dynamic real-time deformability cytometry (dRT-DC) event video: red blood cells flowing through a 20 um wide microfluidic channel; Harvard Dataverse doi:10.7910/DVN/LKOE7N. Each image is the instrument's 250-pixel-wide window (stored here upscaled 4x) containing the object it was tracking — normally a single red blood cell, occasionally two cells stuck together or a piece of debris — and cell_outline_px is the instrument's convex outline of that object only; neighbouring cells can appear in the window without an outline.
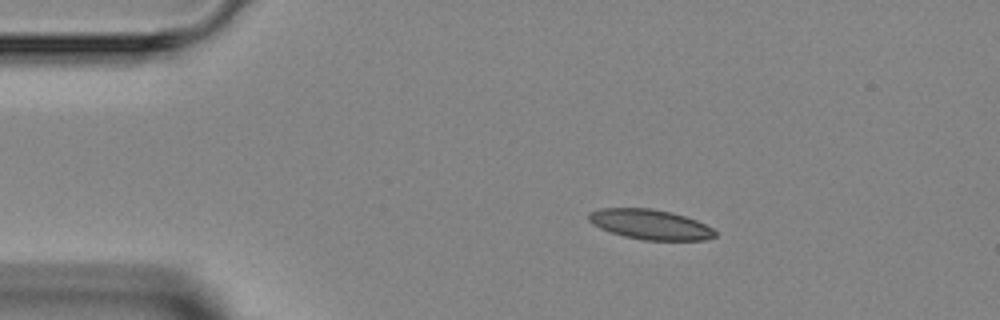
{"species": "Egyptian fruit bat (a non-hibernating species)", "species_latin": "Rousettus aegyptiacus", "temperature_condition": "room temperature", "stored_images_in_passage": 4, "camera_frame_rate_fps": 3000, "um_per_image_px": 0.085, "animal": {"sex": "female"}, "frame": {"image": 1, "passage_image": 3, "time_ms": 2.333, "image_size_px": [1000, 320], "cell_outline_px": [[716, 236], [704, 240], [644, 240], [624, 236], [600, 228], [592, 224], [588, 220], [588, 212], [600, 208], [652, 208], [672, 212], [696, 220], [712, 228], [716, 232]], "centroid_in_image_um": [55.24, 19.07], "position_along_channel_um": 29.8, "area_um2": 22.08}}